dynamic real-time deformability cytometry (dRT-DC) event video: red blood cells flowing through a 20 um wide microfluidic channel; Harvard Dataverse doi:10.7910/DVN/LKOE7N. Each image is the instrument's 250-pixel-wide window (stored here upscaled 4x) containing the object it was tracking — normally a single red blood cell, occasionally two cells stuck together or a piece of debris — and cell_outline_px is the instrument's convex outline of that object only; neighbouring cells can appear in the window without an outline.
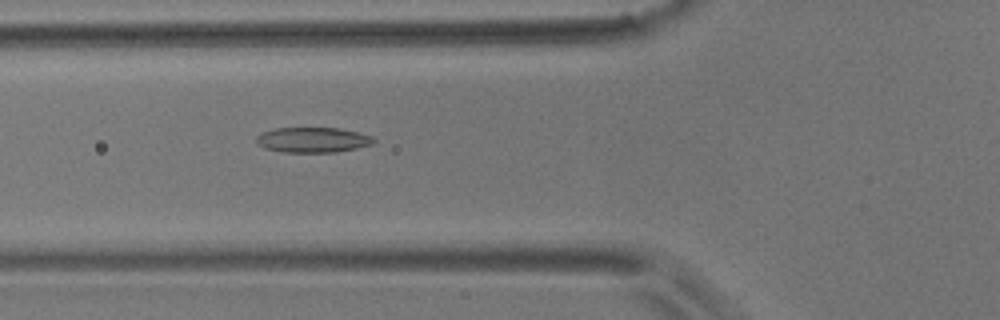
{"species": "common noctule bat (a hibernating species)", "species_latin": "Nyctalus noctula", "temperature_condition": "room temperature", "stored_images_in_passage": 6, "camera_frame_rate_fps": 3000, "um_per_image_px": 0.085, "animal": {"sex": "male", "body_mass_g": 17.9}, "frame": {"image": 1, "passage_image": 6, "time_ms": 1.667, "image_size_px": [1000, 320], "cell_outline_px": [[376, 140], [372, 144], [356, 148], [336, 152], [280, 152], [264, 148], [256, 144], [256, 136], [260, 132], [276, 128], [340, 128], [372, 136]], "centroid_in_image_um": [26.53, 11.89], "position_along_channel_um": 99.3, "area_um2": 17.34}}